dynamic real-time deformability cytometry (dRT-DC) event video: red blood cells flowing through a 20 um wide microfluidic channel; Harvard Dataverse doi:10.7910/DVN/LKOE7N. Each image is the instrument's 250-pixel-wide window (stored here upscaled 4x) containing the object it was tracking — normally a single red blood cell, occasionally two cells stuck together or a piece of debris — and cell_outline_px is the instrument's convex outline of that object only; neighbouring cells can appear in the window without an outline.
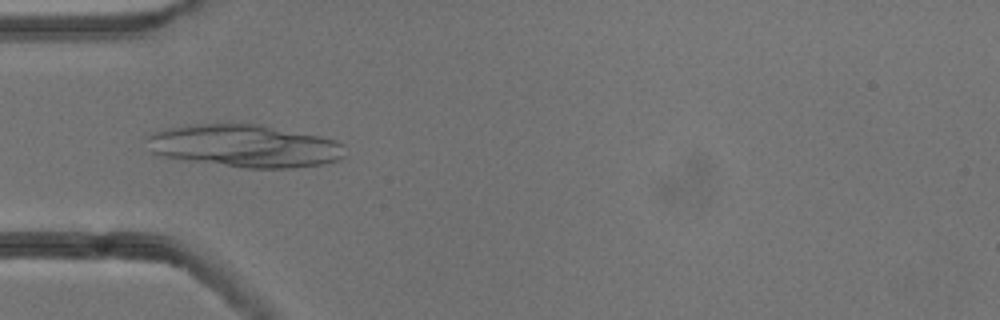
{"species": "common noctule bat (a hibernating species)", "species_latin": "Nyctalus noctula", "temperature_condition": "cold", "stored_images_in_passage": 37, "camera_frame_rate_fps": 3000, "um_per_image_px": 0.085, "animal": {"sex": "male", "body_mass_g": 13.3}, "frame": {"image": 1, "passage_image": 1, "time_ms": 0.0, "image_size_px": [1000, 320], "cell_outline_px": [[344, 156], [340, 160], [324, 164], [292, 168], [244, 168], [184, 160], [156, 156], [152, 152], [144, 140], [152, 132], [164, 128], [220, 120], [260, 124], [320, 136], [336, 140], [344, 144]], "centroid_in_image_um": [20.73, 12.37], "position_along_channel_um": 64.3, "area_um2": 50.81}}
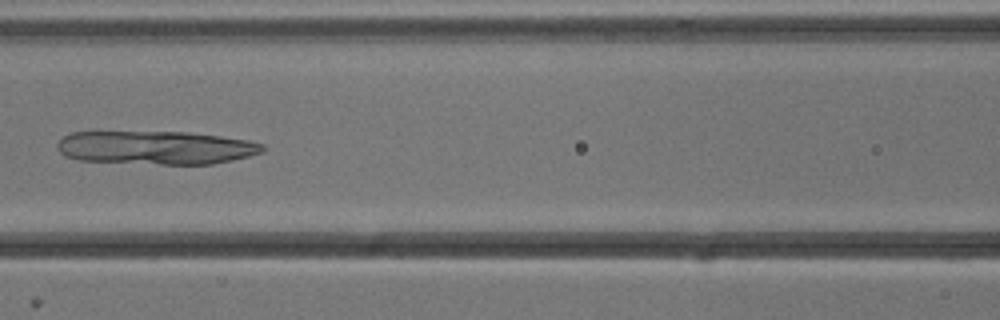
{"frame": {"image": 2, "passage_image": 8, "time_ms": 2.333, "image_size_px": [1000, 320], "cell_outline_px": [[264, 152], [232, 160], [212, 164], [160, 164], [80, 160], [64, 156], [56, 148], [56, 144], [64, 136], [72, 132], [96, 128], [188, 132], [220, 136], [248, 140], [264, 144]], "centroid_in_image_um": [13.13, 12.49], "position_along_channel_um": 153.5, "area_um2": 41.67}}
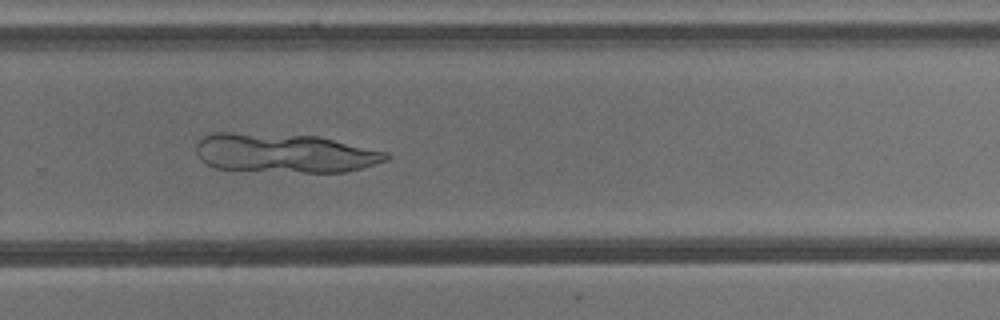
{"frame": {"image": 3, "passage_image": 20, "time_ms": 6.333, "image_size_px": [1000, 320], "cell_outline_px": [[392, 156], [388, 160], [360, 168], [344, 172], [304, 172], [216, 168], [200, 160], [196, 152], [196, 144], [204, 136], [216, 132], [232, 132], [320, 136], [388, 152]], "centroid_in_image_um": [24.21, 13.0], "position_along_channel_um": 305.6, "area_um2": 43.29}}